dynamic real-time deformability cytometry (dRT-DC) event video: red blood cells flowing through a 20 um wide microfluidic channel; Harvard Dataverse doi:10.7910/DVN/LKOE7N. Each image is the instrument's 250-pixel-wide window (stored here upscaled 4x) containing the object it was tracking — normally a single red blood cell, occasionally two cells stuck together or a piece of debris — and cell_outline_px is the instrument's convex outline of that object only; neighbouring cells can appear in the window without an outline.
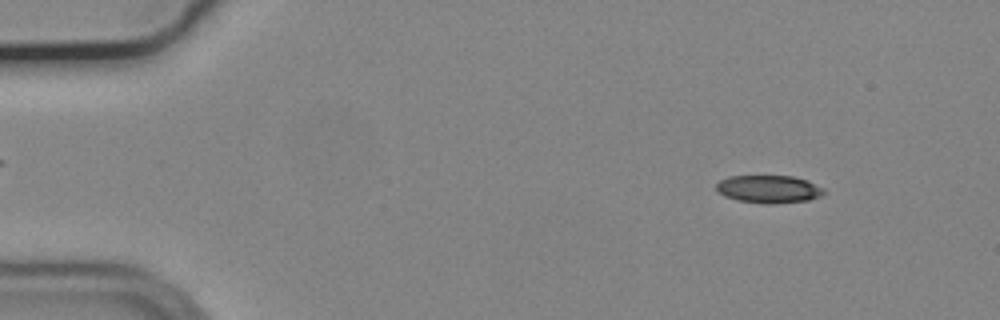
{"species": "common noctule bat (a hibernating species)", "species_latin": "Nyctalus noctula", "temperature_condition": "cold", "stored_images_in_passage": 11, "camera_frame_rate_fps": 3000, "um_per_image_px": 0.085, "animal": {"sex": "male", "body_mass_g": 19.2, "forearm_length_mm": 51.8}, "frame": {"image": 1, "passage_image": 6, "time_ms": 1.667, "image_size_px": [1000, 320], "cell_outline_px": [[828, 192], [820, 196], [808, 200], [776, 204], [768, 204], [736, 200], [724, 196], [716, 188], [716, 184], [720, 180], [728, 176], [792, 176], [804, 180], [824, 188]], "centroid_in_image_um": [65.35, 16.08], "position_along_channel_um": 19.7, "area_um2": 17.4}}